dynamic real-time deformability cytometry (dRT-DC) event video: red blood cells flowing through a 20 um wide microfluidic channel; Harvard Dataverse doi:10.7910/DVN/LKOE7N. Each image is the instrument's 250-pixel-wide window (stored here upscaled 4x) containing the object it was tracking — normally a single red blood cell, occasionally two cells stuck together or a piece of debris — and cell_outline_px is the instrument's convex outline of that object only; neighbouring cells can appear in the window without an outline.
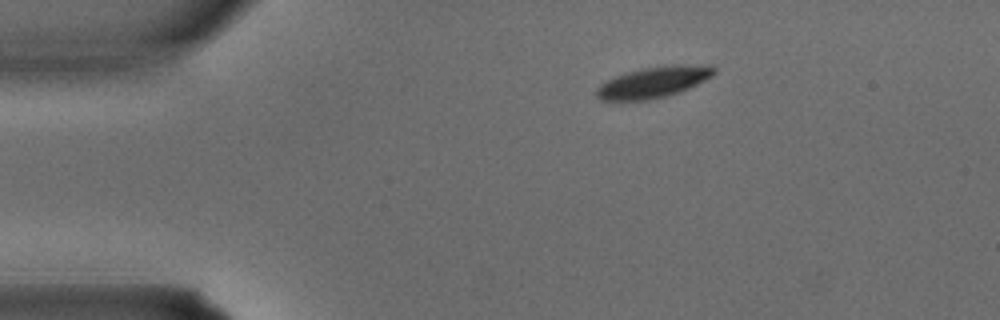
{"species": "common noctule bat (a hibernating species)", "species_latin": "Nyctalus noctula", "temperature_condition": "warm", "stored_images_in_passage": 1, "camera_frame_rate_fps": 3000, "um_per_image_px": 0.085, "animal": {"sex": "male", "body_mass_g": 15.6}, "frame": {"image": 1, "passage_image": 1, "time_ms": 0.0, "image_size_px": [1000, 320], "cell_outline_px": [[716, 72], [712, 76], [680, 92], [648, 100], [600, 100], [596, 96], [596, 88], [600, 84], [616, 76], [628, 72], [644, 68], [668, 64], [712, 64], [716, 68]], "centroid_in_image_um": [55.6, 6.96], "position_along_channel_um": 29.4, "area_um2": 21.33}}